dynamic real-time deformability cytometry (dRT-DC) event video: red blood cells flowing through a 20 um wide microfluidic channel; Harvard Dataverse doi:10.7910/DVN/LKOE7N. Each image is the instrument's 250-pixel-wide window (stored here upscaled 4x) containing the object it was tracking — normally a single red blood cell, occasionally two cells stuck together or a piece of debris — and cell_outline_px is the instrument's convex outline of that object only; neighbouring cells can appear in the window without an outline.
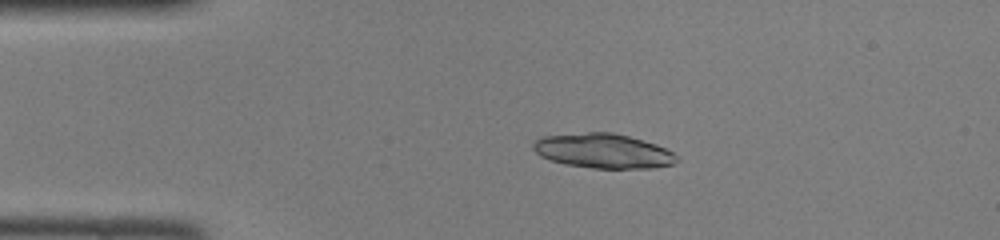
{"species": "common noctule bat (a hibernating species)", "species_latin": "Nyctalus noctula", "temperature_condition": "room temperature", "stored_images_in_passage": 42, "camera_frame_rate_fps": 3000, "um_per_image_px": 0.085, "animal": {"sex": "female", "body_mass_g": 22.0, "forearm_length_mm": 56.7}, "frame": {"image": 1, "passage_image": 8, "time_ms": 2.333, "image_size_px": [1000, 240], "cell_outline_px": [[680, 160], [672, 164], [652, 168], [592, 168], [564, 164], [540, 156], [532, 148], [532, 144], [536, 140], [544, 136], [588, 132], [612, 132], [628, 136], [656, 144], [672, 152]], "centroid_in_image_um": [51.26, 12.83], "position_along_channel_um": 33.7, "area_um2": 28.78}}